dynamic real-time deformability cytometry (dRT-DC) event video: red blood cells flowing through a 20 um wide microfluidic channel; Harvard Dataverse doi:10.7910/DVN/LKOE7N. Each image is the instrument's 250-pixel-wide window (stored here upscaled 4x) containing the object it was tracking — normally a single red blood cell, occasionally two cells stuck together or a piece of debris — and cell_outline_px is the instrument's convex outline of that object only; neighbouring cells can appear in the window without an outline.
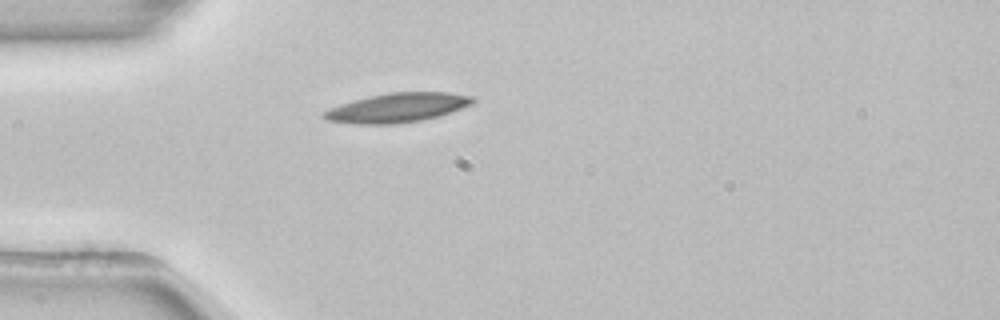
{"species": "common noctule bat (a hibernating species)", "species_latin": "Nyctalus noctula", "temperature_condition": "room temperature", "stored_images_in_passage": 39, "camera_frame_rate_fps": 3000, "um_per_image_px": 0.085, "animal": {"sex": "female", "body_mass_g": 22.7, "forearm_length_mm": 54.2}, "frame": {"image": 1, "passage_image": 1, "time_ms": 0.0, "image_size_px": [1000, 320], "cell_outline_px": [[476, 100], [460, 108], [440, 116], [420, 120], [396, 124], [356, 124], [328, 120], [320, 116], [320, 112], [340, 104], [368, 96], [388, 92], [448, 92], [472, 96]], "centroid_in_image_um": [33.72, 9.15], "position_along_channel_um": 51.3, "area_um2": 25.32}, "authors_computed_cell_mechanics": {"area_um2": 23.0622, "velocity_mm_per_s": 3.841, "shape_relaxation_time_tau1_ms": 6.3941, "shape_relaxation_time_tau2_ms": null, "deformation_change_tau1": 0.1753, "deformation_change_tau2": null}}